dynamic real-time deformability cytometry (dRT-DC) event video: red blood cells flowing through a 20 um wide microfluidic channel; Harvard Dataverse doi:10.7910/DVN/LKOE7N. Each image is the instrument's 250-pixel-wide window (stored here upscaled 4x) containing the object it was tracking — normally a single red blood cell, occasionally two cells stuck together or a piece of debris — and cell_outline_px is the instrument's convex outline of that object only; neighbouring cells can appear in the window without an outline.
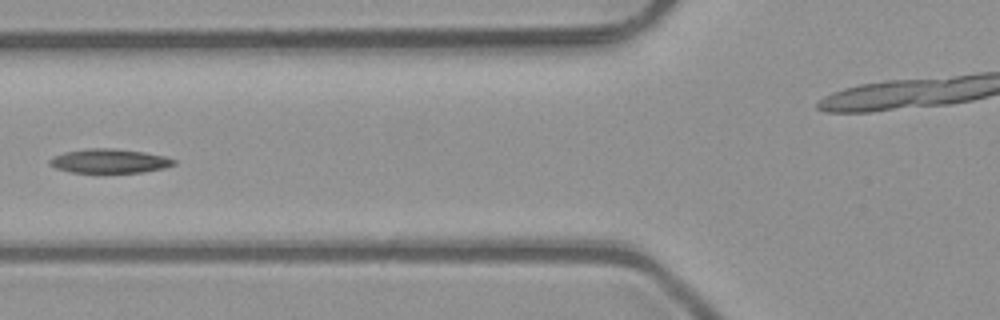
{"species": "common noctule bat (a hibernating species)", "species_latin": "Nyctalus noctula", "temperature_condition": "room temperature", "stored_images_in_passage": 8, "camera_frame_rate_fps": 3000, "um_per_image_px": 0.085, "animal": {"sex": "male", "body_mass_g": 23.1, "forearm_length_mm": 52.7}, "frame": {"image": 1, "passage_image": 6, "time_ms": 1.667, "image_size_px": [1000, 320], "cell_outline_px": [[176, 164], [164, 168], [140, 172], [72, 172], [56, 168], [48, 164], [48, 160], [52, 156], [64, 152], [88, 148], [112, 148], [144, 152], [164, 156], [176, 160]], "centroid_in_image_um": [9.27, 13.67], "position_along_channel_um": 116.5, "area_um2": 17.4}}
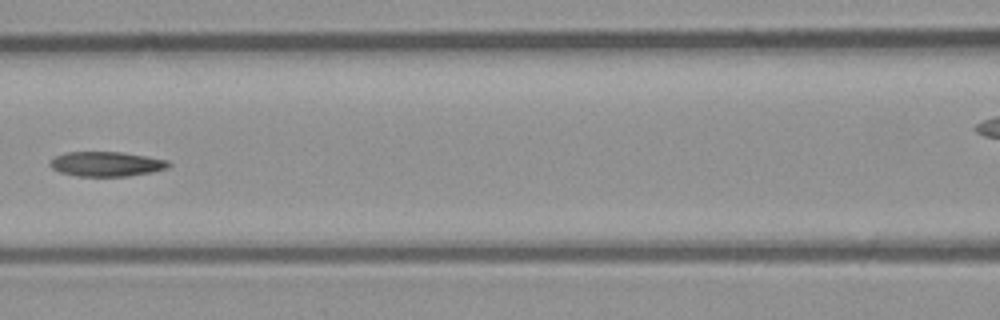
{"frame": {"image": 2, "passage_image": 7, "time_ms": 2.0, "image_size_px": [1000, 320], "cell_outline_px": [[172, 164], [168, 168], [152, 172], [128, 176], [76, 176], [60, 172], [52, 168], [48, 164], [56, 156], [68, 152], [120, 152], [148, 156], [168, 160]], "centroid_in_image_um": [9.08, 13.94], "position_along_channel_um": 157.5, "area_um2": 17.11}}